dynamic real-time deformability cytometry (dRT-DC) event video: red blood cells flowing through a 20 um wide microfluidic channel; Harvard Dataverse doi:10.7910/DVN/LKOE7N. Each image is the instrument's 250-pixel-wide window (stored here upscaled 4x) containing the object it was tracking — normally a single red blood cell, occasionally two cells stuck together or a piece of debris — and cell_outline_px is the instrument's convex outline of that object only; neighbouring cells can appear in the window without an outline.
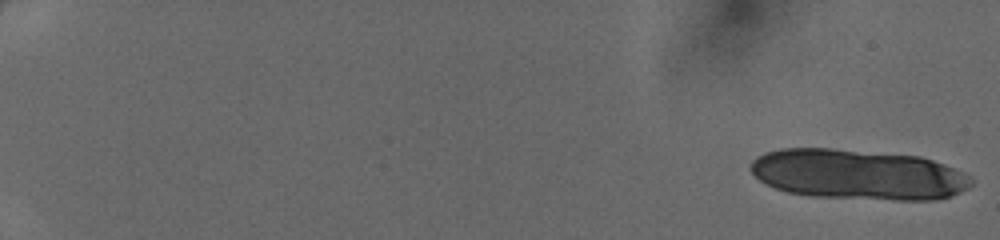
{"species": "human", "species_latin": "Homo sapiens", "temperature_condition": "cold", "stored_images_in_passage": 15, "segment_of_instrument_passage": [1, 3], "camera_frame_rate_fps": 3000, "um_per_image_px": 0.085, "donor": {"sex": "female"}, "frame": {"image": 1, "passage_image": 1, "time_ms": 0.0, "image_size_px": [1000, 240], "cell_outline_px": [[972, 184], [968, 188], [952, 196], [936, 200], [896, 200], [808, 196], [788, 192], [776, 188], [760, 180], [748, 168], [752, 160], [756, 156], [764, 152], [780, 148], [832, 148], [920, 156], [944, 164], [964, 172], [972, 176]], "centroid_in_image_um": [72.94, 14.83], "position_along_channel_um": 12.1, "area_um2": 65.14}}